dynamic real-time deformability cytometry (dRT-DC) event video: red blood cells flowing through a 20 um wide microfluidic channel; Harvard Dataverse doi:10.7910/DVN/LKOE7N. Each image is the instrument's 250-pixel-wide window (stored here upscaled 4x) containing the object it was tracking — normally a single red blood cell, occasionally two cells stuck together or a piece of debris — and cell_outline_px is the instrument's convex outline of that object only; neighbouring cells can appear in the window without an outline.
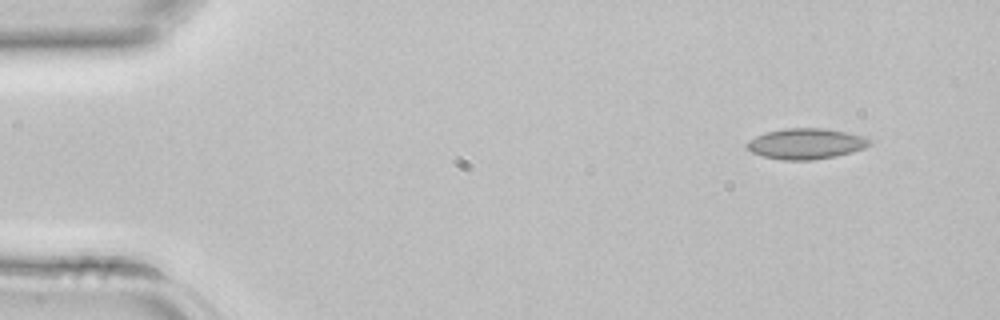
{"species": "common noctule bat (a hibernating species)", "species_latin": "Nyctalus noctula", "temperature_condition": "room temperature", "stored_images_in_passage": 40, "camera_frame_rate_fps": 3000, "um_per_image_px": 0.085, "animal": {"sex": "female", "body_mass_g": 22.7, "forearm_length_mm": 54.2}, "frame": {"image": 1, "passage_image": 1, "time_ms": 0.0, "image_size_px": [1000, 320], "cell_outline_px": [[872, 144], [864, 148], [852, 152], [836, 156], [812, 160], [784, 160], [764, 156], [752, 152], [744, 144], [748, 140], [756, 136], [768, 132], [784, 128], [824, 128], [848, 132], [864, 136], [872, 140]], "centroid_in_image_um": [68.54, 12.21], "position_along_channel_um": 16.5, "area_um2": 22.02}}
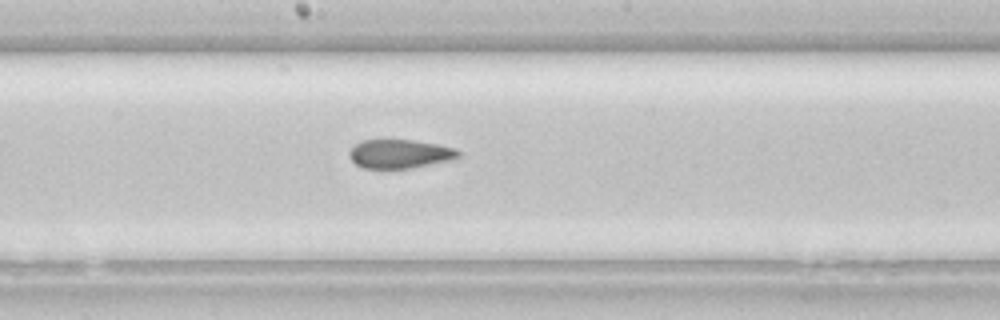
{"frame": {"image": 2, "passage_image": 20, "time_ms": 6.333, "image_size_px": [1000, 320], "cell_outline_px": [[460, 156], [452, 160], [408, 168], [364, 168], [356, 164], [348, 156], [348, 152], [356, 144], [364, 140], [412, 140], [440, 144], [456, 148], [460, 152]], "centroid_in_image_um": [34.01, 13.07], "position_along_channel_um": 214.2, "area_um2": 18.26}}
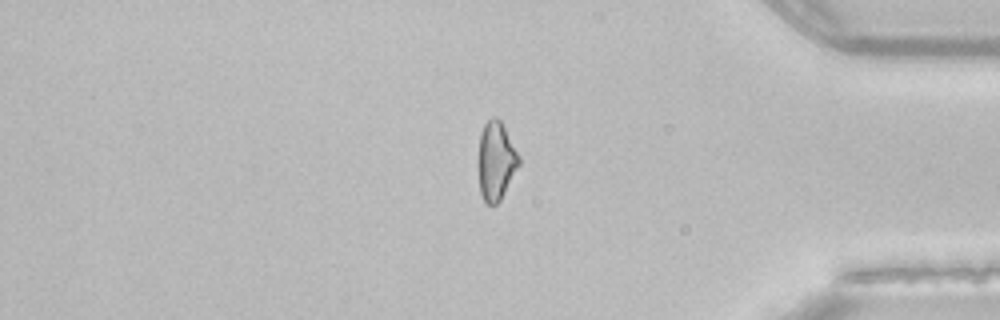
{"frame": {"image": 3, "passage_image": 33, "time_ms": 10.667, "image_size_px": [1000, 320], "cell_outline_px": [[520, 164], [500, 200], [496, 204], [488, 204], [484, 200], [480, 192], [476, 168], [476, 160], [480, 132], [484, 124], [492, 116], [496, 116], [500, 120], [520, 156]], "centroid_in_image_um": [42.11, 13.66], "position_along_channel_um": 393.1, "area_um2": 19.07}}